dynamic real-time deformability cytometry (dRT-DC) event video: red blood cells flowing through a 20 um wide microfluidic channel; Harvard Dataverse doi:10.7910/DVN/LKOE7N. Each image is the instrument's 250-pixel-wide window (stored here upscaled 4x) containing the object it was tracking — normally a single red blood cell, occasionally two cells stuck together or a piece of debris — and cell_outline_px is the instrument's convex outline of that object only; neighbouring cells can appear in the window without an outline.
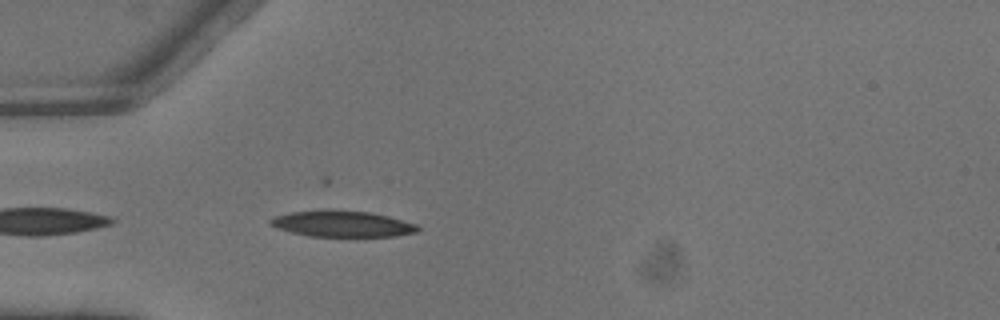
{"species": "common noctule bat (a hibernating species)", "species_latin": "Nyctalus noctula", "temperature_condition": "warm", "stored_images_in_passage": 4, "camera_frame_rate_fps": 3000, "um_per_image_px": 0.085, "animal": {"sex": "male", "body_mass_g": 13.3}, "frame": {"image": 1, "passage_image": 4, "time_ms": 1.0, "image_size_px": [1000, 320], "cell_outline_px": [[420, 232], [396, 236], [308, 236], [276, 228], [268, 224], [268, 220], [276, 216], [292, 212], [324, 208], [332, 208], [368, 212], [388, 216], [416, 224], [420, 228]], "centroid_in_image_um": [29.07, 19.0], "position_along_channel_um": 55.9, "area_um2": 22.83}}